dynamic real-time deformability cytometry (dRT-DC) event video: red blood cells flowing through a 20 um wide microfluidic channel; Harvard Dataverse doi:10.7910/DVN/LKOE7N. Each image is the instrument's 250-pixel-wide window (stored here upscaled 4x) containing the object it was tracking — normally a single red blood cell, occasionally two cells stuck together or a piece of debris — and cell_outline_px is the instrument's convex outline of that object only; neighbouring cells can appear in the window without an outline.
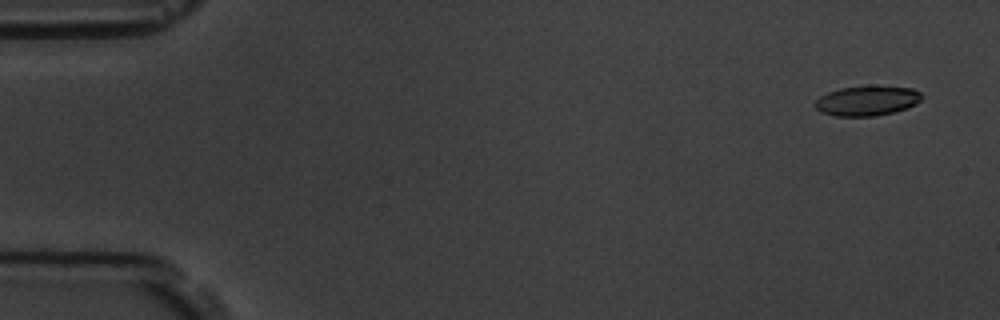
{"species": "common noctule bat (a hibernating species)", "species_latin": "Nyctalus noctula", "temperature_condition": "room temperature", "stored_images_in_passage": 5, "camera_frame_rate_fps": 3000, "um_per_image_px": 0.085, "animal": {"sex": "male", "body_mass_g": 19.5, "forearm_length_mm": 54.6}, "frame": {"image": 1, "passage_image": 1, "time_ms": 0.0, "image_size_px": [1000, 320], "cell_outline_px": [[924, 96], [916, 104], [892, 112], [876, 116], [836, 116], [820, 112], [816, 108], [816, 100], [820, 96], [828, 92], [840, 88], [868, 84], [872, 84], [912, 88], [920, 92]], "centroid_in_image_um": [73.71, 8.53], "position_along_channel_um": 11.3, "area_um2": 18.9}}